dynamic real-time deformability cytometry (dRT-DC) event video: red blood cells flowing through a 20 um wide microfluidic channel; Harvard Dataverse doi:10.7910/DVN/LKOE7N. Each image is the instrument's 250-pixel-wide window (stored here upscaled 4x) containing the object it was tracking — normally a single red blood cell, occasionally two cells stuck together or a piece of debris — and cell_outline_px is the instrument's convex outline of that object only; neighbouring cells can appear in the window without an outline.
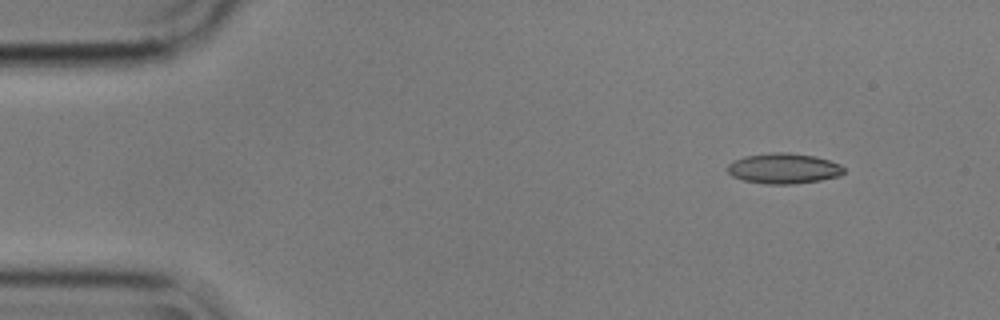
{"species": "common noctule bat (a hibernating species)", "species_latin": "Nyctalus noctula", "temperature_condition": "cold", "stored_images_in_passage": 4, "camera_frame_rate_fps": 3000, "um_per_image_px": 0.085, "animal": {"sex": "male", "body_mass_g": 17.9}, "frame": {"image": 1, "passage_image": 1, "time_ms": 0.0, "image_size_px": [1000, 320], "cell_outline_px": [[844, 172], [840, 176], [820, 180], [792, 184], [764, 184], [744, 180], [732, 176], [728, 172], [728, 164], [732, 160], [744, 156], [772, 152], [788, 152], [816, 156], [840, 164], [844, 168]], "centroid_in_image_um": [66.6, 14.31], "position_along_channel_um": 18.4, "area_um2": 20.75}}
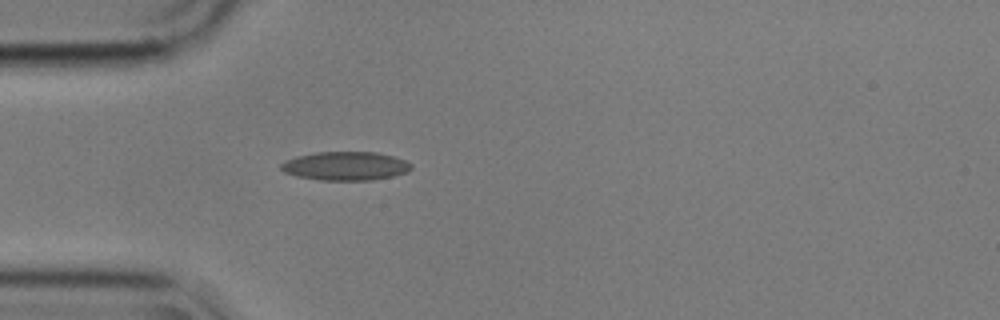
{"frame": {"image": 2, "passage_image": 4, "time_ms": 1.0, "image_size_px": [1000, 320], "cell_outline_px": [[412, 168], [408, 172], [392, 176], [372, 180], [320, 180], [296, 176], [284, 172], [280, 168], [280, 164], [284, 160], [296, 156], [316, 152], [376, 152], [392, 156], [404, 160], [412, 164]], "centroid_in_image_um": [29.34, 14.11], "position_along_channel_um": 55.7, "area_um2": 21.85}}